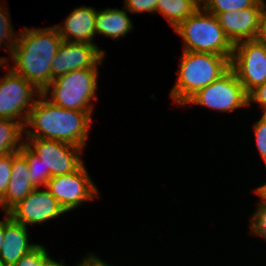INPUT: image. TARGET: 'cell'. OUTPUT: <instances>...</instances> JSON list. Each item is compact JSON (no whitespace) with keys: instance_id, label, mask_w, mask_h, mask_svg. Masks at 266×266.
Returning <instances> with one entry per match:
<instances>
[{"instance_id":"28","label":"cell","mask_w":266,"mask_h":266,"mask_svg":"<svg viewBox=\"0 0 266 266\" xmlns=\"http://www.w3.org/2000/svg\"><path fill=\"white\" fill-rule=\"evenodd\" d=\"M252 102L259 103L263 108V114H266V82L249 94V106Z\"/></svg>"},{"instance_id":"2","label":"cell","mask_w":266,"mask_h":266,"mask_svg":"<svg viewBox=\"0 0 266 266\" xmlns=\"http://www.w3.org/2000/svg\"><path fill=\"white\" fill-rule=\"evenodd\" d=\"M63 39L55 26L43 29H25L19 33L9 59L15 62L12 69L41 92L51 83V64Z\"/></svg>"},{"instance_id":"26","label":"cell","mask_w":266,"mask_h":266,"mask_svg":"<svg viewBox=\"0 0 266 266\" xmlns=\"http://www.w3.org/2000/svg\"><path fill=\"white\" fill-rule=\"evenodd\" d=\"M124 7L131 13H154L157 11V0H125Z\"/></svg>"},{"instance_id":"29","label":"cell","mask_w":266,"mask_h":266,"mask_svg":"<svg viewBox=\"0 0 266 266\" xmlns=\"http://www.w3.org/2000/svg\"><path fill=\"white\" fill-rule=\"evenodd\" d=\"M255 40L258 43L266 46V4L260 16L259 29H258Z\"/></svg>"},{"instance_id":"22","label":"cell","mask_w":266,"mask_h":266,"mask_svg":"<svg viewBox=\"0 0 266 266\" xmlns=\"http://www.w3.org/2000/svg\"><path fill=\"white\" fill-rule=\"evenodd\" d=\"M3 7H0V46L5 42H9V45L6 44L7 49L12 53L14 46L18 42V38L14 37L13 26L11 25L10 18L8 16V11L3 10Z\"/></svg>"},{"instance_id":"5","label":"cell","mask_w":266,"mask_h":266,"mask_svg":"<svg viewBox=\"0 0 266 266\" xmlns=\"http://www.w3.org/2000/svg\"><path fill=\"white\" fill-rule=\"evenodd\" d=\"M98 69H78L60 75L42 91L56 106L79 111H93L91 101L96 98ZM51 90V93L48 94Z\"/></svg>"},{"instance_id":"16","label":"cell","mask_w":266,"mask_h":266,"mask_svg":"<svg viewBox=\"0 0 266 266\" xmlns=\"http://www.w3.org/2000/svg\"><path fill=\"white\" fill-rule=\"evenodd\" d=\"M5 213V238L1 246L0 258L8 266H13L23 255L31 251L38 244H30L27 227L13 220L8 212Z\"/></svg>"},{"instance_id":"25","label":"cell","mask_w":266,"mask_h":266,"mask_svg":"<svg viewBox=\"0 0 266 266\" xmlns=\"http://www.w3.org/2000/svg\"><path fill=\"white\" fill-rule=\"evenodd\" d=\"M254 132L257 148L266 163V114L254 124Z\"/></svg>"},{"instance_id":"18","label":"cell","mask_w":266,"mask_h":266,"mask_svg":"<svg viewBox=\"0 0 266 266\" xmlns=\"http://www.w3.org/2000/svg\"><path fill=\"white\" fill-rule=\"evenodd\" d=\"M200 6L195 0H157V12L161 13L174 29Z\"/></svg>"},{"instance_id":"15","label":"cell","mask_w":266,"mask_h":266,"mask_svg":"<svg viewBox=\"0 0 266 266\" xmlns=\"http://www.w3.org/2000/svg\"><path fill=\"white\" fill-rule=\"evenodd\" d=\"M11 171V179L7 190L0 198V206L4 207L5 212H8L37 188L31 182L28 163L20 153L13 158Z\"/></svg>"},{"instance_id":"36","label":"cell","mask_w":266,"mask_h":266,"mask_svg":"<svg viewBox=\"0 0 266 266\" xmlns=\"http://www.w3.org/2000/svg\"><path fill=\"white\" fill-rule=\"evenodd\" d=\"M195 1H197L200 5H202L205 0H195Z\"/></svg>"},{"instance_id":"17","label":"cell","mask_w":266,"mask_h":266,"mask_svg":"<svg viewBox=\"0 0 266 266\" xmlns=\"http://www.w3.org/2000/svg\"><path fill=\"white\" fill-rule=\"evenodd\" d=\"M95 32L113 39L126 36L133 25L126 10L107 8L97 11L95 16Z\"/></svg>"},{"instance_id":"10","label":"cell","mask_w":266,"mask_h":266,"mask_svg":"<svg viewBox=\"0 0 266 266\" xmlns=\"http://www.w3.org/2000/svg\"><path fill=\"white\" fill-rule=\"evenodd\" d=\"M24 143L36 154L51 177L69 174L82 164L78 154L83 148L73 144L41 138H27ZM33 146V147H32Z\"/></svg>"},{"instance_id":"12","label":"cell","mask_w":266,"mask_h":266,"mask_svg":"<svg viewBox=\"0 0 266 266\" xmlns=\"http://www.w3.org/2000/svg\"><path fill=\"white\" fill-rule=\"evenodd\" d=\"M8 213L13 220L27 226L54 219L66 212L47 189L35 188Z\"/></svg>"},{"instance_id":"19","label":"cell","mask_w":266,"mask_h":266,"mask_svg":"<svg viewBox=\"0 0 266 266\" xmlns=\"http://www.w3.org/2000/svg\"><path fill=\"white\" fill-rule=\"evenodd\" d=\"M24 126L19 121L0 119V156L19 152L24 141ZM21 142V143H20Z\"/></svg>"},{"instance_id":"34","label":"cell","mask_w":266,"mask_h":266,"mask_svg":"<svg viewBox=\"0 0 266 266\" xmlns=\"http://www.w3.org/2000/svg\"><path fill=\"white\" fill-rule=\"evenodd\" d=\"M9 60H8V58H0V67H2V65H4L5 64V62H8Z\"/></svg>"},{"instance_id":"35","label":"cell","mask_w":266,"mask_h":266,"mask_svg":"<svg viewBox=\"0 0 266 266\" xmlns=\"http://www.w3.org/2000/svg\"><path fill=\"white\" fill-rule=\"evenodd\" d=\"M0 266H8V265L0 258Z\"/></svg>"},{"instance_id":"14","label":"cell","mask_w":266,"mask_h":266,"mask_svg":"<svg viewBox=\"0 0 266 266\" xmlns=\"http://www.w3.org/2000/svg\"><path fill=\"white\" fill-rule=\"evenodd\" d=\"M96 12V9L93 7L82 6L75 8L66 18L63 27L58 24L55 26L59 36L63 41L96 45L92 40L96 34Z\"/></svg>"},{"instance_id":"20","label":"cell","mask_w":266,"mask_h":266,"mask_svg":"<svg viewBox=\"0 0 266 266\" xmlns=\"http://www.w3.org/2000/svg\"><path fill=\"white\" fill-rule=\"evenodd\" d=\"M19 153L26 159L29 166L31 182L37 187H46L51 179L50 173H46V169L36 154L24 143ZM42 165V168L40 167Z\"/></svg>"},{"instance_id":"9","label":"cell","mask_w":266,"mask_h":266,"mask_svg":"<svg viewBox=\"0 0 266 266\" xmlns=\"http://www.w3.org/2000/svg\"><path fill=\"white\" fill-rule=\"evenodd\" d=\"M68 212L98 195L84 163L74 172L51 177L45 187Z\"/></svg>"},{"instance_id":"4","label":"cell","mask_w":266,"mask_h":266,"mask_svg":"<svg viewBox=\"0 0 266 266\" xmlns=\"http://www.w3.org/2000/svg\"><path fill=\"white\" fill-rule=\"evenodd\" d=\"M175 31L184 40L183 51L219 54L231 61L234 45L225 35L217 16L207 12L202 6Z\"/></svg>"},{"instance_id":"33","label":"cell","mask_w":266,"mask_h":266,"mask_svg":"<svg viewBox=\"0 0 266 266\" xmlns=\"http://www.w3.org/2000/svg\"><path fill=\"white\" fill-rule=\"evenodd\" d=\"M43 266H65V265H64V262L59 263V262H56L55 260L49 258V259L44 263Z\"/></svg>"},{"instance_id":"23","label":"cell","mask_w":266,"mask_h":266,"mask_svg":"<svg viewBox=\"0 0 266 266\" xmlns=\"http://www.w3.org/2000/svg\"><path fill=\"white\" fill-rule=\"evenodd\" d=\"M49 258L44 246L38 244L31 251L23 255L13 266H43Z\"/></svg>"},{"instance_id":"11","label":"cell","mask_w":266,"mask_h":266,"mask_svg":"<svg viewBox=\"0 0 266 266\" xmlns=\"http://www.w3.org/2000/svg\"><path fill=\"white\" fill-rule=\"evenodd\" d=\"M105 52L97 45L63 41L51 64V82L54 78L78 69H98Z\"/></svg>"},{"instance_id":"7","label":"cell","mask_w":266,"mask_h":266,"mask_svg":"<svg viewBox=\"0 0 266 266\" xmlns=\"http://www.w3.org/2000/svg\"><path fill=\"white\" fill-rule=\"evenodd\" d=\"M35 93L40 95L42 92L12 69L8 71L0 81V119H19L24 126L37 100L33 98Z\"/></svg>"},{"instance_id":"1","label":"cell","mask_w":266,"mask_h":266,"mask_svg":"<svg viewBox=\"0 0 266 266\" xmlns=\"http://www.w3.org/2000/svg\"><path fill=\"white\" fill-rule=\"evenodd\" d=\"M38 97L24 125L25 136L56 140L83 148L91 128L92 111L71 110L56 106L42 93ZM27 126L36 130L27 129Z\"/></svg>"},{"instance_id":"32","label":"cell","mask_w":266,"mask_h":266,"mask_svg":"<svg viewBox=\"0 0 266 266\" xmlns=\"http://www.w3.org/2000/svg\"><path fill=\"white\" fill-rule=\"evenodd\" d=\"M4 229H5V220L1 221L0 220V251H1V246L3 245L4 242Z\"/></svg>"},{"instance_id":"8","label":"cell","mask_w":266,"mask_h":266,"mask_svg":"<svg viewBox=\"0 0 266 266\" xmlns=\"http://www.w3.org/2000/svg\"><path fill=\"white\" fill-rule=\"evenodd\" d=\"M230 67L249 95L266 82V46L256 40L235 44Z\"/></svg>"},{"instance_id":"6","label":"cell","mask_w":266,"mask_h":266,"mask_svg":"<svg viewBox=\"0 0 266 266\" xmlns=\"http://www.w3.org/2000/svg\"><path fill=\"white\" fill-rule=\"evenodd\" d=\"M185 104H199L219 111L249 106V95L230 67L221 77L199 90Z\"/></svg>"},{"instance_id":"27","label":"cell","mask_w":266,"mask_h":266,"mask_svg":"<svg viewBox=\"0 0 266 266\" xmlns=\"http://www.w3.org/2000/svg\"><path fill=\"white\" fill-rule=\"evenodd\" d=\"M250 233L266 238V207L259 205L254 215H252Z\"/></svg>"},{"instance_id":"21","label":"cell","mask_w":266,"mask_h":266,"mask_svg":"<svg viewBox=\"0 0 266 266\" xmlns=\"http://www.w3.org/2000/svg\"><path fill=\"white\" fill-rule=\"evenodd\" d=\"M260 0H205L201 5L207 12L218 15L221 12L234 11L255 6Z\"/></svg>"},{"instance_id":"13","label":"cell","mask_w":266,"mask_h":266,"mask_svg":"<svg viewBox=\"0 0 266 266\" xmlns=\"http://www.w3.org/2000/svg\"><path fill=\"white\" fill-rule=\"evenodd\" d=\"M265 4L264 0H260L253 7L238 12H221L217 15L220 26L233 45L246 40H255Z\"/></svg>"},{"instance_id":"30","label":"cell","mask_w":266,"mask_h":266,"mask_svg":"<svg viewBox=\"0 0 266 266\" xmlns=\"http://www.w3.org/2000/svg\"><path fill=\"white\" fill-rule=\"evenodd\" d=\"M76 266H112L106 264L103 260L95 256V254L87 255L84 260Z\"/></svg>"},{"instance_id":"24","label":"cell","mask_w":266,"mask_h":266,"mask_svg":"<svg viewBox=\"0 0 266 266\" xmlns=\"http://www.w3.org/2000/svg\"><path fill=\"white\" fill-rule=\"evenodd\" d=\"M19 152L0 156V198L5 194L11 179L12 160Z\"/></svg>"},{"instance_id":"31","label":"cell","mask_w":266,"mask_h":266,"mask_svg":"<svg viewBox=\"0 0 266 266\" xmlns=\"http://www.w3.org/2000/svg\"><path fill=\"white\" fill-rule=\"evenodd\" d=\"M255 193L258 194V196H260L262 199L259 202V205L262 207H266V183L262 186H259L257 189H255Z\"/></svg>"},{"instance_id":"3","label":"cell","mask_w":266,"mask_h":266,"mask_svg":"<svg viewBox=\"0 0 266 266\" xmlns=\"http://www.w3.org/2000/svg\"><path fill=\"white\" fill-rule=\"evenodd\" d=\"M230 68L226 56L183 51L178 80L171 89L175 104L184 105L194 94L221 77Z\"/></svg>"}]
</instances>
